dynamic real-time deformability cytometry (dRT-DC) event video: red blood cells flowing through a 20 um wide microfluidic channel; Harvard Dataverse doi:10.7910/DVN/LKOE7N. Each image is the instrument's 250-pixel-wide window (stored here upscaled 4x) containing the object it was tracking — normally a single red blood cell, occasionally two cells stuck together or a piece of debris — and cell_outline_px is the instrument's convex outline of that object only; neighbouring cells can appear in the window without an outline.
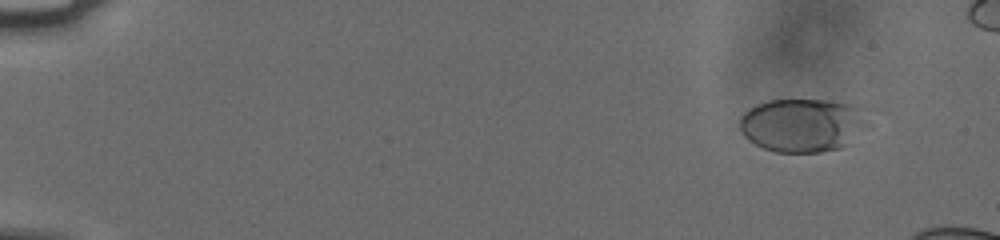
{"species": "human", "species_latin": "Homo sapiens", "temperature_condition": "cold", "stored_images_in_passage": 55, "camera_frame_rate_fps": 3000, "um_per_image_px": 0.085, "donor": {"sex": "male"}, "frame": {"image": 1, "passage_image": 7, "time_ms": 2.0, "image_size_px": [1000, 240], "cell_outline_px": [[868, 108], [864, 124], [848, 144], [840, 148], [820, 152], [776, 152], [764, 148], [748, 140], [740, 132], [740, 116], [748, 108], [756, 104], [768, 100], [828, 100]], "centroid_in_image_um": [68.17, 10.62], "position_along_channel_um": 16.8, "area_um2": 39.94}}
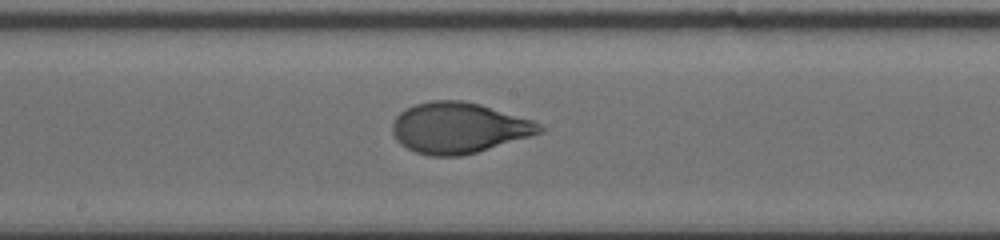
{"frame": {"image": 2, "passage_image": 34, "time_ms": 11.0, "image_size_px": [1000, 240], "cell_outline_px": [[548, 128], [544, 132], [476, 152], [460, 156], [428, 156], [416, 152], [400, 144], [396, 140], [392, 132], [392, 124], [396, 116], [400, 112], [416, 104], [432, 100], [460, 100], [480, 104], [532, 120]], "centroid_in_image_um": [38.99, 10.87], "position_along_channel_um": 209.2, "area_um2": 43.47}}
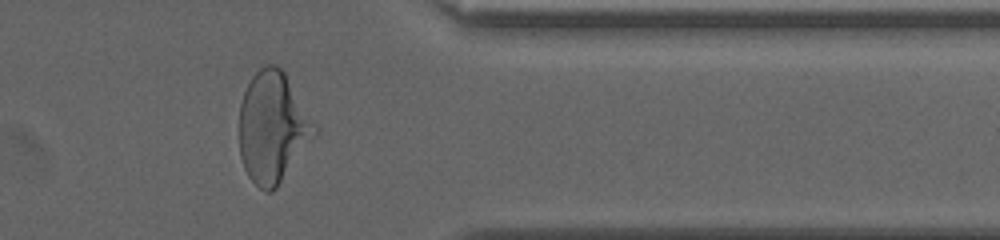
{"frame": {"image": 3, "passage_image": 49, "time_ms": 16.0, "image_size_px": [1000, 240], "cell_outline_px": [[320, 128], [276, 188], [272, 192], [264, 192], [248, 176], [244, 168], [240, 156], [240, 104], [244, 92], [252, 76], [264, 64], [276, 64], [284, 72]], "centroid_in_image_um": [23.19, 10.81], "position_along_channel_um": 388.2, "area_um2": 48.49}}